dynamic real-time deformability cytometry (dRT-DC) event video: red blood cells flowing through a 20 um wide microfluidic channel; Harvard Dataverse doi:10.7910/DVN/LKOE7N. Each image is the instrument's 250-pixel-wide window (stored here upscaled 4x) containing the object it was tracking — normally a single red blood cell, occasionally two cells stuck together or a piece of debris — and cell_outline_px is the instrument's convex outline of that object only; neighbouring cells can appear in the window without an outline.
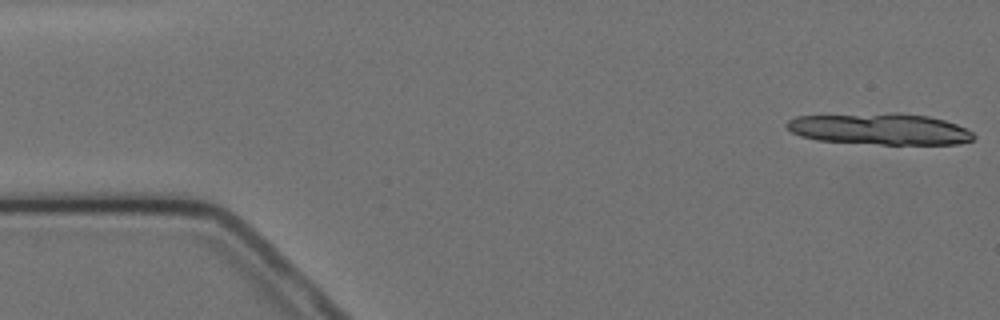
{"species": "Egyptian fruit bat (a non-hibernating species)", "species_latin": "Rousettus aegyptiacus", "temperature_condition": "cold", "stored_images_in_passage": 6, "segment_of_instrument_passage": [1, 2], "camera_frame_rate_fps": 3000, "um_per_image_px": 0.085, "animal": {"sex": "female"}, "frame": {"image": 1, "passage_image": 1, "time_ms": 0.0, "image_size_px": [1000, 320], "cell_outline_px": [[976, 136], [972, 140], [960, 144], [880, 144], [816, 140], [800, 136], [792, 132], [784, 124], [788, 120], [796, 116], [888, 112], [900, 112], [928, 116], [944, 120], [956, 124], [972, 132]], "centroid_in_image_um": [74.77, 10.95], "position_along_channel_um": 10.2, "area_um2": 34.51}}